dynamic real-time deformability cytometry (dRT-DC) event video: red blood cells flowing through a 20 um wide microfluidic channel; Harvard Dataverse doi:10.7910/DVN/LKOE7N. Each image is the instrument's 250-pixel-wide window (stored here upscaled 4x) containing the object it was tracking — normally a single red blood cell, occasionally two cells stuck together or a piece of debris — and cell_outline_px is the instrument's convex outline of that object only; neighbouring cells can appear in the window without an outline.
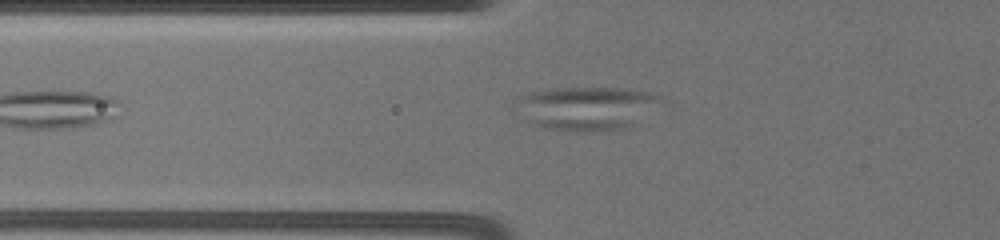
{"species": "common noctule bat (a hibernating species)", "species_latin": "Nyctalus noctula", "temperature_condition": "warm", "stored_images_in_passage": 9, "camera_frame_rate_fps": 3000, "um_per_image_px": 0.085, "animal": {"sex": "female", "body_mass_g": 19.5, "forearm_length_mm": 54.1}, "frame": {"image": 1, "passage_image": 9, "time_ms": 6.667, "image_size_px": [1000, 240], "cell_outline_px": [[656, 96], [632, 124], [624, 128], [592, 132], [572, 132], [544, 128], [516, 116], [512, 112], [520, 96], [528, 92], [552, 88], [620, 88], [648, 92]], "centroid_in_image_um": [49.52, 9.21], "position_along_channel_um": 76.3, "area_um2": 35.84}}